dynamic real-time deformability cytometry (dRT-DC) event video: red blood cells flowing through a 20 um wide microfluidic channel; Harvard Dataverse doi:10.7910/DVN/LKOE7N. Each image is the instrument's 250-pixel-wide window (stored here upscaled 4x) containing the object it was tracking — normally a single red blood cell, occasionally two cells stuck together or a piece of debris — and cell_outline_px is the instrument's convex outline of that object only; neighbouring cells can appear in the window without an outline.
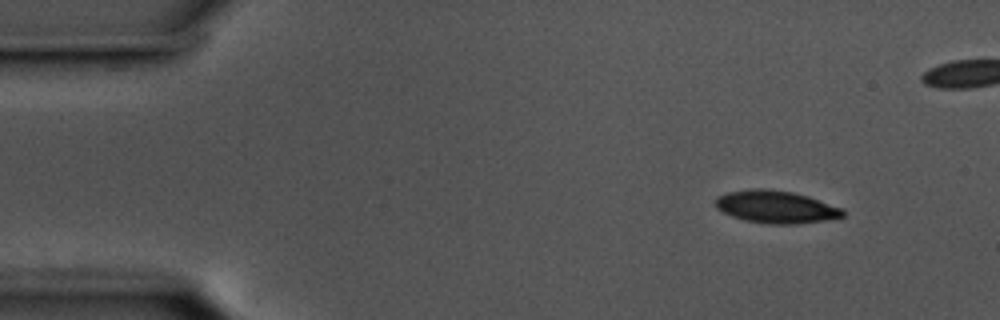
{"species": "common noctule bat (a hibernating species)", "species_latin": "Nyctalus noctula", "temperature_condition": "cold", "stored_images_in_passage": 45, "camera_frame_rate_fps": 3000, "um_per_image_px": 0.085, "animal": {"sex": "male", "body_mass_g": 17.5, "forearm_length_mm": 52.3}, "frame": {"image": 1, "passage_image": 1, "time_ms": 0.0, "image_size_px": [1000, 320], "cell_outline_px": [[844, 216], [824, 220], [796, 224], [768, 224], [744, 220], [732, 216], [716, 208], [716, 196], [728, 192], [752, 188], [768, 188], [792, 192], [808, 196], [844, 208]], "centroid_in_image_um": [65.96, 17.58], "position_along_channel_um": 19.0, "area_um2": 24.22}}
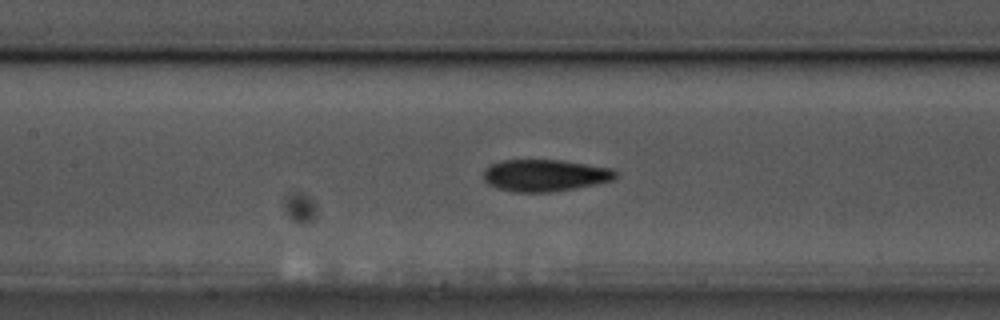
{"frame": {"image": 2, "passage_image": 20, "time_ms": 6.333, "image_size_px": [1000, 320], "cell_outline_px": [[616, 176], [612, 180], [552, 192], [512, 192], [488, 184], [484, 180], [484, 168], [492, 164], [504, 160], [560, 160], [612, 168], [616, 172]], "centroid_in_image_um": [46.28, 14.9], "position_along_channel_um": 161.1, "area_um2": 24.22}}
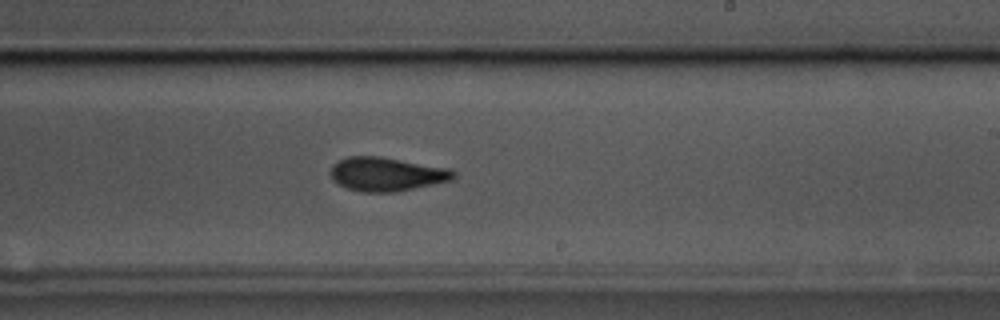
{"frame": {"image": 3, "passage_image": 28, "time_ms": 9.0, "image_size_px": [1000, 320], "cell_outline_px": [[456, 176], [452, 180], [396, 192], [360, 192], [348, 188], [340, 184], [332, 176], [332, 164], [336, 160], [348, 156], [380, 156], [452, 168], [456, 172]], "centroid_in_image_um": [32.91, 14.79], "position_along_channel_um": 256.1, "area_um2": 24.33}}